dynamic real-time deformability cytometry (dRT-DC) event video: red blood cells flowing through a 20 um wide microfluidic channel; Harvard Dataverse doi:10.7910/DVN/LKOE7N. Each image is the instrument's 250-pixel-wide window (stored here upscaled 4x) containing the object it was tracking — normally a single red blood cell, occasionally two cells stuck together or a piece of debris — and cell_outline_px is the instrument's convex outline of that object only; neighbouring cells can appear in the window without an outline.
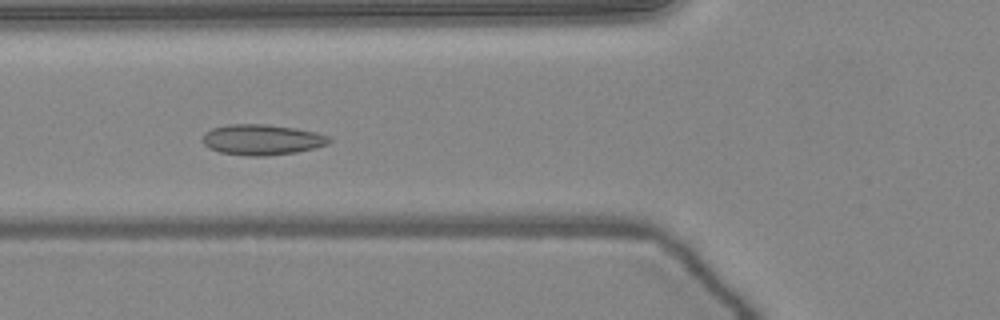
{"species": "common noctule bat (a hibernating species)", "species_latin": "Nyctalus noctula", "temperature_condition": "warm", "stored_images_in_passage": 51, "camera_frame_rate_fps": 3000, "um_per_image_px": 0.085, "animal": {"sex": "female", "body_mass_g": 24.6, "forearm_length_mm": 56.2}, "frame": {"image": 1, "passage_image": 19, "time_ms": 6.0, "image_size_px": [1000, 320], "cell_outline_px": [[332, 140], [328, 144], [296, 152], [264, 156], [248, 156], [220, 152], [208, 148], [200, 140], [204, 132], [212, 128], [228, 124], [268, 124], [296, 128], [316, 132], [328, 136]], "centroid_in_image_um": [22.22, 11.86], "position_along_channel_um": 103.6, "area_um2": 22.72}}
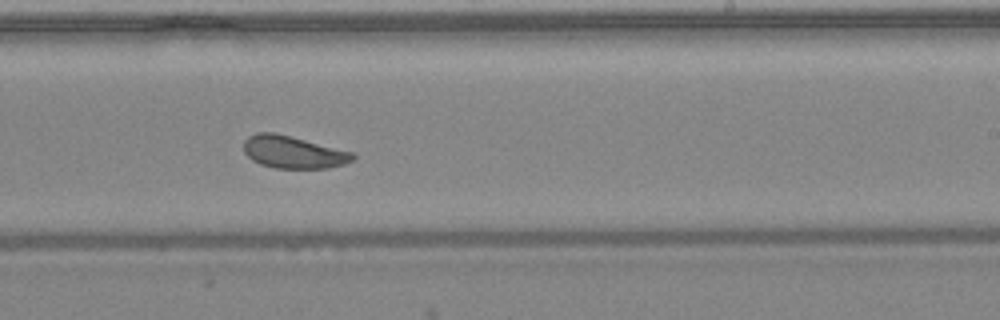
{"frame": {"image": 2, "passage_image": 31, "time_ms": 10.0, "image_size_px": [1000, 320], "cell_outline_px": [[356, 156], [352, 160], [344, 164], [328, 168], [276, 168], [260, 164], [252, 160], [244, 152], [244, 140], [248, 136], [256, 132], [276, 132], [356, 152]], "centroid_in_image_um": [24.95, 12.91], "position_along_channel_um": 264.1, "area_um2": 20.92}}
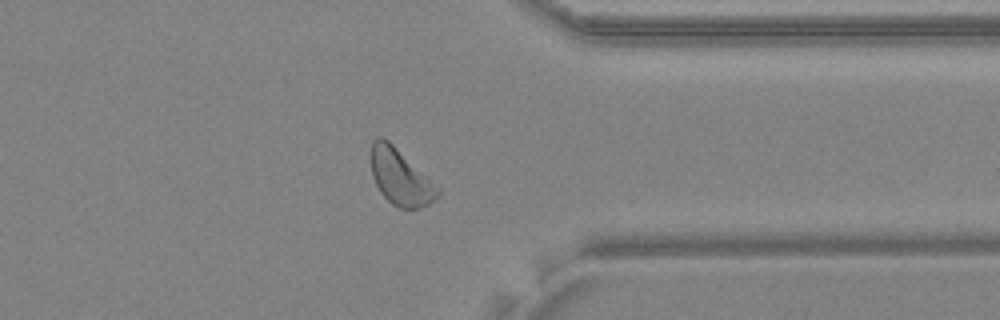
{"frame": {"image": 3, "passage_image": 40, "time_ms": 13.0, "image_size_px": [1000, 320], "cell_outline_px": [[440, 196], [428, 204], [420, 208], [400, 208], [392, 204], [380, 192], [372, 176], [372, 140], [376, 136], [384, 136], [440, 188]], "centroid_in_image_um": [34.04, 15.05], "position_along_channel_um": 377.4, "area_um2": 21.62}, "authors_computed_cell_mechanics": {"area_um2": 22.542, "velocity_mm_per_s": 4.0197, "shape_relaxation_time_tau1_ms": 7.378, "shape_relaxation_time_tau2_ms": 2.4391, "deformation_change_tau1": 0.1521, "deformation_change_tau2": 0.0863}}